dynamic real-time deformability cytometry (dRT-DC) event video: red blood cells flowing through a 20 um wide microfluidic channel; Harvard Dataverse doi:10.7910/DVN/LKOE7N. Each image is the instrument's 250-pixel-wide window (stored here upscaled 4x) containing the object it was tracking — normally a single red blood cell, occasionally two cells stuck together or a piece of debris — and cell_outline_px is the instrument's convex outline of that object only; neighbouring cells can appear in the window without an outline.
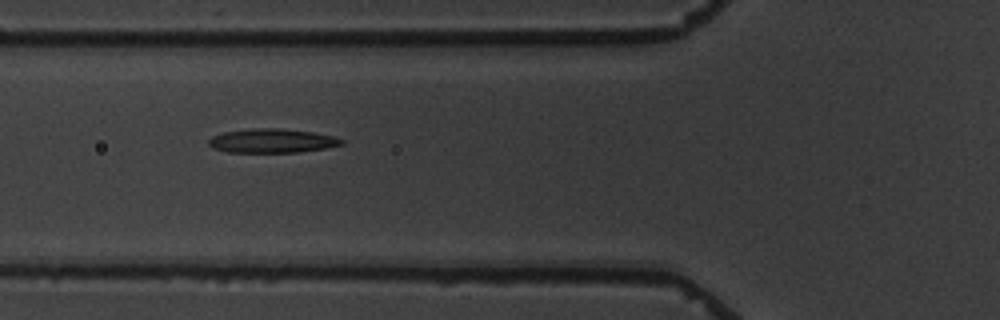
{"species": "common noctule bat (a hibernating species)", "species_latin": "Nyctalus noctula", "temperature_condition": "warm", "stored_images_in_passage": 9, "camera_frame_rate_fps": 3000, "um_per_image_px": 0.085, "animal": {"sex": "male", "body_mass_g": 19.5, "forearm_length_mm": 54.6}, "frame": {"image": 1, "passage_image": 6, "time_ms": 6.0, "image_size_px": [1000, 320], "cell_outline_px": [[344, 144], [324, 148], [296, 152], [228, 152], [212, 148], [208, 144], [208, 140], [212, 136], [224, 132], [252, 128], [276, 128], [312, 132], [332, 136], [344, 140]], "centroid_in_image_um": [23.08, 11.97], "position_along_channel_um": 102.7, "area_um2": 18.44}}
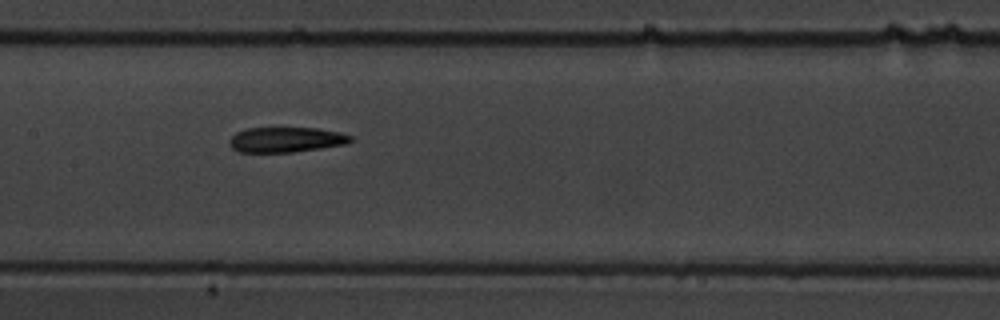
{"frame": {"image": 2, "passage_image": 8, "time_ms": 8.333, "image_size_px": [1000, 320], "cell_outline_px": [[352, 140], [348, 144], [292, 152], [240, 152], [232, 148], [228, 144], [228, 140], [236, 132], [248, 128], [316, 128], [340, 132], [352, 136]], "centroid_in_image_um": [24.3, 11.87], "position_along_channel_um": 183.1, "area_um2": 17.8}}
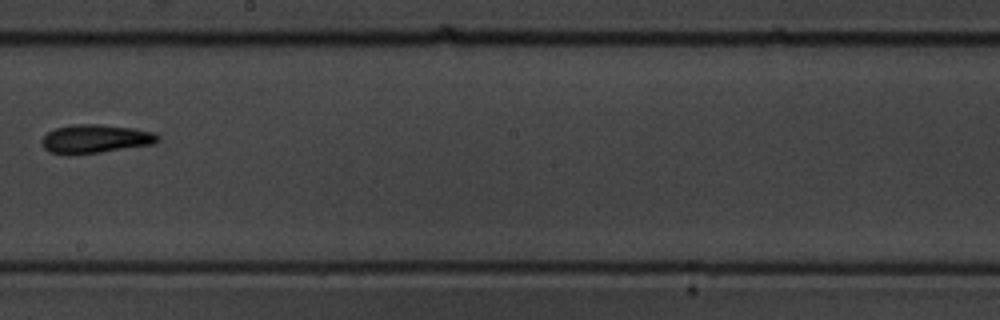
{"frame": {"image": 3, "passage_image": 9, "time_ms": 10.0, "image_size_px": [1000, 320], "cell_outline_px": [[160, 140], [152, 144], [100, 152], [72, 156], [48, 152], [44, 148], [40, 140], [48, 132], [56, 128], [72, 124], [100, 124], [132, 128], [152, 132], [160, 136]], "centroid_in_image_um": [8.05, 11.81], "position_along_channel_um": 240.1, "area_um2": 19.48}}